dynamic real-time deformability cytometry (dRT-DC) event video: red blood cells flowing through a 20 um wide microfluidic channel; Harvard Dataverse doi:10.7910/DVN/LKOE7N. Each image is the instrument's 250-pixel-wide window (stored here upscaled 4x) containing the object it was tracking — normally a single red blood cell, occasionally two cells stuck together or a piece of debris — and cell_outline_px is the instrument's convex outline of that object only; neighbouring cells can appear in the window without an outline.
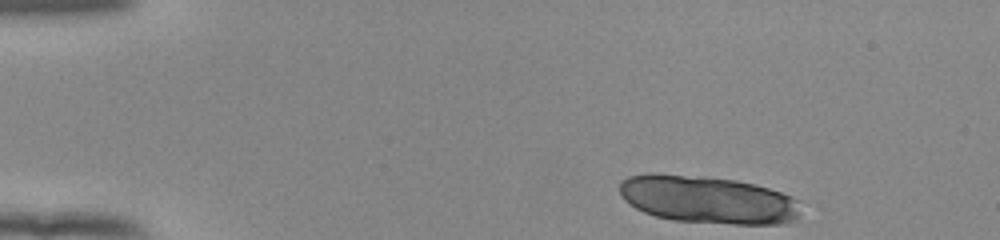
{"species": "human", "species_latin": "Homo sapiens", "temperature_condition": "room temperature", "stored_images_in_passage": 46, "camera_frame_rate_fps": 3000, "um_per_image_px": 0.085, "donor": {"sex": "female"}, "frame": {"image": 1, "passage_image": 1, "time_ms": 0.0, "image_size_px": [1000, 240], "cell_outline_px": [[800, 216], [796, 220], [784, 224], [732, 224], [676, 220], [656, 216], [644, 212], [636, 208], [624, 200], [620, 192], [620, 180], [628, 176], [648, 172], [652, 172], [704, 176], [736, 180], [768, 188], [792, 196], [800, 200]], "centroid_in_image_um": [60.18, 16.96], "position_along_channel_um": 24.8, "area_um2": 50.86}}
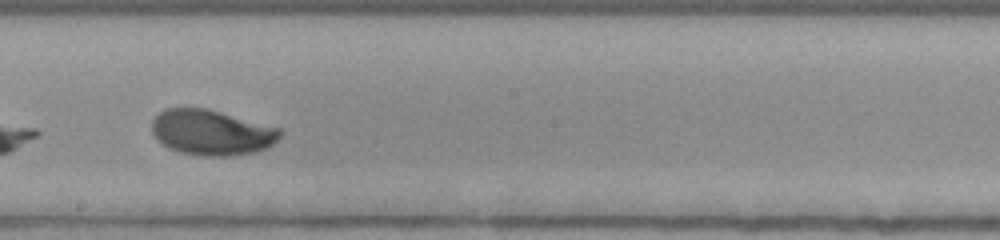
{"frame": {"image": 2, "passage_image": 25, "time_ms": 8.0, "image_size_px": [1000, 240], "cell_outline_px": [[280, 136], [268, 148], [256, 152], [228, 156], [204, 156], [180, 152], [168, 148], [156, 140], [152, 132], [152, 120], [160, 112], [168, 108], [208, 108], [280, 128]], "centroid_in_image_um": [17.97, 11.26], "position_along_channel_um": 230.2, "area_um2": 33.99}}
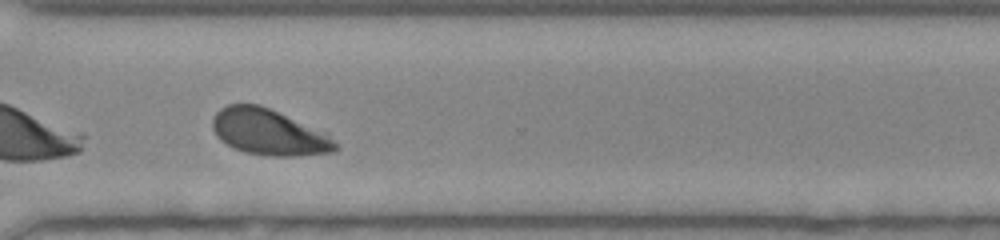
{"frame": {"image": 3, "passage_image": 34, "time_ms": 11.0, "image_size_px": [1000, 240], "cell_outline_px": [[340, 148], [332, 152], [300, 156], [268, 156], [244, 152], [220, 140], [216, 136], [212, 128], [212, 120], [216, 112], [220, 108], [228, 104], [260, 104], [328, 132]], "centroid_in_image_um": [22.88, 11.23], "position_along_channel_um": 347.7, "area_um2": 33.35}, "authors_computed_cell_mechanics": {"area_um2": 33.4373, "velocity_mm_per_s": 3.8995, "shape_relaxation_time_tau1_ms": 2.3396, "shape_relaxation_time_tau2_ms": null, "deformation_change_tau1": 0.1276, "deformation_change_tau2": null}}